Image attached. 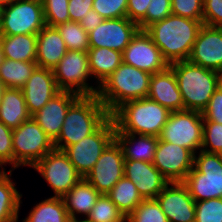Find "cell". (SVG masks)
I'll return each mask as SVG.
<instances>
[{
	"mask_svg": "<svg viewBox=\"0 0 222 222\" xmlns=\"http://www.w3.org/2000/svg\"><path fill=\"white\" fill-rule=\"evenodd\" d=\"M13 170L20 166L33 167L54 149L53 140L33 117L12 129Z\"/></svg>",
	"mask_w": 222,
	"mask_h": 222,
	"instance_id": "cell-7",
	"label": "cell"
},
{
	"mask_svg": "<svg viewBox=\"0 0 222 222\" xmlns=\"http://www.w3.org/2000/svg\"><path fill=\"white\" fill-rule=\"evenodd\" d=\"M203 20L169 15L162 21L150 25L145 31L169 63L189 58Z\"/></svg>",
	"mask_w": 222,
	"mask_h": 222,
	"instance_id": "cell-1",
	"label": "cell"
},
{
	"mask_svg": "<svg viewBox=\"0 0 222 222\" xmlns=\"http://www.w3.org/2000/svg\"><path fill=\"white\" fill-rule=\"evenodd\" d=\"M79 219L69 218V219L66 220V222H84L83 219L82 220H81V218H79Z\"/></svg>",
	"mask_w": 222,
	"mask_h": 222,
	"instance_id": "cell-50",
	"label": "cell"
},
{
	"mask_svg": "<svg viewBox=\"0 0 222 222\" xmlns=\"http://www.w3.org/2000/svg\"><path fill=\"white\" fill-rule=\"evenodd\" d=\"M107 196L126 217L143 201L137 187L125 176L115 184Z\"/></svg>",
	"mask_w": 222,
	"mask_h": 222,
	"instance_id": "cell-31",
	"label": "cell"
},
{
	"mask_svg": "<svg viewBox=\"0 0 222 222\" xmlns=\"http://www.w3.org/2000/svg\"><path fill=\"white\" fill-rule=\"evenodd\" d=\"M125 160L153 163L159 137L133 133L115 132Z\"/></svg>",
	"mask_w": 222,
	"mask_h": 222,
	"instance_id": "cell-24",
	"label": "cell"
},
{
	"mask_svg": "<svg viewBox=\"0 0 222 222\" xmlns=\"http://www.w3.org/2000/svg\"><path fill=\"white\" fill-rule=\"evenodd\" d=\"M21 89L31 116L61 91L57 86L53 70L41 67L33 71Z\"/></svg>",
	"mask_w": 222,
	"mask_h": 222,
	"instance_id": "cell-21",
	"label": "cell"
},
{
	"mask_svg": "<svg viewBox=\"0 0 222 222\" xmlns=\"http://www.w3.org/2000/svg\"><path fill=\"white\" fill-rule=\"evenodd\" d=\"M155 199L169 222H195V201L182 182L169 183Z\"/></svg>",
	"mask_w": 222,
	"mask_h": 222,
	"instance_id": "cell-18",
	"label": "cell"
},
{
	"mask_svg": "<svg viewBox=\"0 0 222 222\" xmlns=\"http://www.w3.org/2000/svg\"><path fill=\"white\" fill-rule=\"evenodd\" d=\"M103 20L104 19L96 11L91 9L88 12V15L79 23L86 30V32L89 33L98 27Z\"/></svg>",
	"mask_w": 222,
	"mask_h": 222,
	"instance_id": "cell-47",
	"label": "cell"
},
{
	"mask_svg": "<svg viewBox=\"0 0 222 222\" xmlns=\"http://www.w3.org/2000/svg\"><path fill=\"white\" fill-rule=\"evenodd\" d=\"M10 169L0 177V222H18L22 194L16 189Z\"/></svg>",
	"mask_w": 222,
	"mask_h": 222,
	"instance_id": "cell-29",
	"label": "cell"
},
{
	"mask_svg": "<svg viewBox=\"0 0 222 222\" xmlns=\"http://www.w3.org/2000/svg\"><path fill=\"white\" fill-rule=\"evenodd\" d=\"M97 95L80 96L68 109L54 148L64 150L92 134L108 117Z\"/></svg>",
	"mask_w": 222,
	"mask_h": 222,
	"instance_id": "cell-3",
	"label": "cell"
},
{
	"mask_svg": "<svg viewBox=\"0 0 222 222\" xmlns=\"http://www.w3.org/2000/svg\"><path fill=\"white\" fill-rule=\"evenodd\" d=\"M115 132L116 126L110 115L92 134L63 150L83 178L87 176L103 151L115 139Z\"/></svg>",
	"mask_w": 222,
	"mask_h": 222,
	"instance_id": "cell-8",
	"label": "cell"
},
{
	"mask_svg": "<svg viewBox=\"0 0 222 222\" xmlns=\"http://www.w3.org/2000/svg\"><path fill=\"white\" fill-rule=\"evenodd\" d=\"M203 25L222 27V0H203Z\"/></svg>",
	"mask_w": 222,
	"mask_h": 222,
	"instance_id": "cell-43",
	"label": "cell"
},
{
	"mask_svg": "<svg viewBox=\"0 0 222 222\" xmlns=\"http://www.w3.org/2000/svg\"><path fill=\"white\" fill-rule=\"evenodd\" d=\"M79 97L77 93L61 90L32 116L53 142L60 135L69 107Z\"/></svg>",
	"mask_w": 222,
	"mask_h": 222,
	"instance_id": "cell-20",
	"label": "cell"
},
{
	"mask_svg": "<svg viewBox=\"0 0 222 222\" xmlns=\"http://www.w3.org/2000/svg\"><path fill=\"white\" fill-rule=\"evenodd\" d=\"M171 0H151L146 17L138 24L139 30H146L150 25L162 21L172 14Z\"/></svg>",
	"mask_w": 222,
	"mask_h": 222,
	"instance_id": "cell-39",
	"label": "cell"
},
{
	"mask_svg": "<svg viewBox=\"0 0 222 222\" xmlns=\"http://www.w3.org/2000/svg\"><path fill=\"white\" fill-rule=\"evenodd\" d=\"M138 30V25L127 17L104 19L88 33L89 48L105 47L122 53Z\"/></svg>",
	"mask_w": 222,
	"mask_h": 222,
	"instance_id": "cell-16",
	"label": "cell"
},
{
	"mask_svg": "<svg viewBox=\"0 0 222 222\" xmlns=\"http://www.w3.org/2000/svg\"><path fill=\"white\" fill-rule=\"evenodd\" d=\"M31 117L22 89L6 88L0 103V121L8 128L15 129Z\"/></svg>",
	"mask_w": 222,
	"mask_h": 222,
	"instance_id": "cell-26",
	"label": "cell"
},
{
	"mask_svg": "<svg viewBox=\"0 0 222 222\" xmlns=\"http://www.w3.org/2000/svg\"><path fill=\"white\" fill-rule=\"evenodd\" d=\"M41 2L46 25L56 27L70 21L69 0H41Z\"/></svg>",
	"mask_w": 222,
	"mask_h": 222,
	"instance_id": "cell-36",
	"label": "cell"
},
{
	"mask_svg": "<svg viewBox=\"0 0 222 222\" xmlns=\"http://www.w3.org/2000/svg\"><path fill=\"white\" fill-rule=\"evenodd\" d=\"M57 86L62 91H71L80 96L97 95L99 86H90L92 78L89 70L87 51L68 50L53 69Z\"/></svg>",
	"mask_w": 222,
	"mask_h": 222,
	"instance_id": "cell-9",
	"label": "cell"
},
{
	"mask_svg": "<svg viewBox=\"0 0 222 222\" xmlns=\"http://www.w3.org/2000/svg\"><path fill=\"white\" fill-rule=\"evenodd\" d=\"M15 1L16 0H0V6L3 8V7L11 5Z\"/></svg>",
	"mask_w": 222,
	"mask_h": 222,
	"instance_id": "cell-48",
	"label": "cell"
},
{
	"mask_svg": "<svg viewBox=\"0 0 222 222\" xmlns=\"http://www.w3.org/2000/svg\"><path fill=\"white\" fill-rule=\"evenodd\" d=\"M87 54L91 76L98 86L122 63V53L113 49L89 48Z\"/></svg>",
	"mask_w": 222,
	"mask_h": 222,
	"instance_id": "cell-28",
	"label": "cell"
},
{
	"mask_svg": "<svg viewBox=\"0 0 222 222\" xmlns=\"http://www.w3.org/2000/svg\"><path fill=\"white\" fill-rule=\"evenodd\" d=\"M69 219L62 197H50L37 203L23 222H66Z\"/></svg>",
	"mask_w": 222,
	"mask_h": 222,
	"instance_id": "cell-30",
	"label": "cell"
},
{
	"mask_svg": "<svg viewBox=\"0 0 222 222\" xmlns=\"http://www.w3.org/2000/svg\"><path fill=\"white\" fill-rule=\"evenodd\" d=\"M169 66L174 71L184 102V110L202 112L207 107L211 96L222 84V74L188 60L177 61Z\"/></svg>",
	"mask_w": 222,
	"mask_h": 222,
	"instance_id": "cell-2",
	"label": "cell"
},
{
	"mask_svg": "<svg viewBox=\"0 0 222 222\" xmlns=\"http://www.w3.org/2000/svg\"><path fill=\"white\" fill-rule=\"evenodd\" d=\"M195 222H222V198L195 202Z\"/></svg>",
	"mask_w": 222,
	"mask_h": 222,
	"instance_id": "cell-37",
	"label": "cell"
},
{
	"mask_svg": "<svg viewBox=\"0 0 222 222\" xmlns=\"http://www.w3.org/2000/svg\"><path fill=\"white\" fill-rule=\"evenodd\" d=\"M122 62L152 74L165 70L169 63L145 30H138L122 52Z\"/></svg>",
	"mask_w": 222,
	"mask_h": 222,
	"instance_id": "cell-15",
	"label": "cell"
},
{
	"mask_svg": "<svg viewBox=\"0 0 222 222\" xmlns=\"http://www.w3.org/2000/svg\"><path fill=\"white\" fill-rule=\"evenodd\" d=\"M197 153L194 155V167L182 183L195 202L222 198V154L202 150Z\"/></svg>",
	"mask_w": 222,
	"mask_h": 222,
	"instance_id": "cell-6",
	"label": "cell"
},
{
	"mask_svg": "<svg viewBox=\"0 0 222 222\" xmlns=\"http://www.w3.org/2000/svg\"><path fill=\"white\" fill-rule=\"evenodd\" d=\"M124 154L114 139L98 158L85 179L100 193L107 194L124 176Z\"/></svg>",
	"mask_w": 222,
	"mask_h": 222,
	"instance_id": "cell-13",
	"label": "cell"
},
{
	"mask_svg": "<svg viewBox=\"0 0 222 222\" xmlns=\"http://www.w3.org/2000/svg\"><path fill=\"white\" fill-rule=\"evenodd\" d=\"M201 150L207 153L222 154V124L203 122Z\"/></svg>",
	"mask_w": 222,
	"mask_h": 222,
	"instance_id": "cell-38",
	"label": "cell"
},
{
	"mask_svg": "<svg viewBox=\"0 0 222 222\" xmlns=\"http://www.w3.org/2000/svg\"><path fill=\"white\" fill-rule=\"evenodd\" d=\"M3 166L0 164V168H2ZM6 172V169L3 167L2 169H0V177Z\"/></svg>",
	"mask_w": 222,
	"mask_h": 222,
	"instance_id": "cell-52",
	"label": "cell"
},
{
	"mask_svg": "<svg viewBox=\"0 0 222 222\" xmlns=\"http://www.w3.org/2000/svg\"><path fill=\"white\" fill-rule=\"evenodd\" d=\"M151 74L122 62L99 86L97 97L111 115L123 103L145 98Z\"/></svg>",
	"mask_w": 222,
	"mask_h": 222,
	"instance_id": "cell-4",
	"label": "cell"
},
{
	"mask_svg": "<svg viewBox=\"0 0 222 222\" xmlns=\"http://www.w3.org/2000/svg\"><path fill=\"white\" fill-rule=\"evenodd\" d=\"M6 89L5 84L2 82V80L0 79V103L2 101V97H3V93Z\"/></svg>",
	"mask_w": 222,
	"mask_h": 222,
	"instance_id": "cell-49",
	"label": "cell"
},
{
	"mask_svg": "<svg viewBox=\"0 0 222 222\" xmlns=\"http://www.w3.org/2000/svg\"><path fill=\"white\" fill-rule=\"evenodd\" d=\"M124 176L134 183L143 200L155 199L169 184L154 164L146 161L125 160Z\"/></svg>",
	"mask_w": 222,
	"mask_h": 222,
	"instance_id": "cell-19",
	"label": "cell"
},
{
	"mask_svg": "<svg viewBox=\"0 0 222 222\" xmlns=\"http://www.w3.org/2000/svg\"><path fill=\"white\" fill-rule=\"evenodd\" d=\"M37 67L36 62L14 61L4 58L0 64V79L6 88L21 89Z\"/></svg>",
	"mask_w": 222,
	"mask_h": 222,
	"instance_id": "cell-32",
	"label": "cell"
},
{
	"mask_svg": "<svg viewBox=\"0 0 222 222\" xmlns=\"http://www.w3.org/2000/svg\"><path fill=\"white\" fill-rule=\"evenodd\" d=\"M128 0H94L92 9L103 19L127 17Z\"/></svg>",
	"mask_w": 222,
	"mask_h": 222,
	"instance_id": "cell-40",
	"label": "cell"
},
{
	"mask_svg": "<svg viewBox=\"0 0 222 222\" xmlns=\"http://www.w3.org/2000/svg\"><path fill=\"white\" fill-rule=\"evenodd\" d=\"M3 60H4V54L0 45V64L3 62Z\"/></svg>",
	"mask_w": 222,
	"mask_h": 222,
	"instance_id": "cell-51",
	"label": "cell"
},
{
	"mask_svg": "<svg viewBox=\"0 0 222 222\" xmlns=\"http://www.w3.org/2000/svg\"><path fill=\"white\" fill-rule=\"evenodd\" d=\"M187 60L222 74V27L203 25Z\"/></svg>",
	"mask_w": 222,
	"mask_h": 222,
	"instance_id": "cell-17",
	"label": "cell"
},
{
	"mask_svg": "<svg viewBox=\"0 0 222 222\" xmlns=\"http://www.w3.org/2000/svg\"><path fill=\"white\" fill-rule=\"evenodd\" d=\"M204 122L222 124V84L211 96L207 107L202 111Z\"/></svg>",
	"mask_w": 222,
	"mask_h": 222,
	"instance_id": "cell-42",
	"label": "cell"
},
{
	"mask_svg": "<svg viewBox=\"0 0 222 222\" xmlns=\"http://www.w3.org/2000/svg\"><path fill=\"white\" fill-rule=\"evenodd\" d=\"M84 222H127V217L111 201L107 194H101Z\"/></svg>",
	"mask_w": 222,
	"mask_h": 222,
	"instance_id": "cell-33",
	"label": "cell"
},
{
	"mask_svg": "<svg viewBox=\"0 0 222 222\" xmlns=\"http://www.w3.org/2000/svg\"><path fill=\"white\" fill-rule=\"evenodd\" d=\"M127 222H169L156 199L143 200L127 217Z\"/></svg>",
	"mask_w": 222,
	"mask_h": 222,
	"instance_id": "cell-35",
	"label": "cell"
},
{
	"mask_svg": "<svg viewBox=\"0 0 222 222\" xmlns=\"http://www.w3.org/2000/svg\"><path fill=\"white\" fill-rule=\"evenodd\" d=\"M170 111L148 97L123 103L112 114L116 132L159 137Z\"/></svg>",
	"mask_w": 222,
	"mask_h": 222,
	"instance_id": "cell-5",
	"label": "cell"
},
{
	"mask_svg": "<svg viewBox=\"0 0 222 222\" xmlns=\"http://www.w3.org/2000/svg\"><path fill=\"white\" fill-rule=\"evenodd\" d=\"M0 45L6 59L36 62L37 34L1 35Z\"/></svg>",
	"mask_w": 222,
	"mask_h": 222,
	"instance_id": "cell-27",
	"label": "cell"
},
{
	"mask_svg": "<svg viewBox=\"0 0 222 222\" xmlns=\"http://www.w3.org/2000/svg\"><path fill=\"white\" fill-rule=\"evenodd\" d=\"M45 25L41 0H16L2 9L1 35L38 34Z\"/></svg>",
	"mask_w": 222,
	"mask_h": 222,
	"instance_id": "cell-11",
	"label": "cell"
},
{
	"mask_svg": "<svg viewBox=\"0 0 222 222\" xmlns=\"http://www.w3.org/2000/svg\"><path fill=\"white\" fill-rule=\"evenodd\" d=\"M68 51L56 27L45 25L37 34L36 64L53 70Z\"/></svg>",
	"mask_w": 222,
	"mask_h": 222,
	"instance_id": "cell-23",
	"label": "cell"
},
{
	"mask_svg": "<svg viewBox=\"0 0 222 222\" xmlns=\"http://www.w3.org/2000/svg\"><path fill=\"white\" fill-rule=\"evenodd\" d=\"M172 14L203 20V0H171Z\"/></svg>",
	"mask_w": 222,
	"mask_h": 222,
	"instance_id": "cell-41",
	"label": "cell"
},
{
	"mask_svg": "<svg viewBox=\"0 0 222 222\" xmlns=\"http://www.w3.org/2000/svg\"><path fill=\"white\" fill-rule=\"evenodd\" d=\"M2 7L0 6V24H1V17H2Z\"/></svg>",
	"mask_w": 222,
	"mask_h": 222,
	"instance_id": "cell-53",
	"label": "cell"
},
{
	"mask_svg": "<svg viewBox=\"0 0 222 222\" xmlns=\"http://www.w3.org/2000/svg\"><path fill=\"white\" fill-rule=\"evenodd\" d=\"M202 112L180 110L170 112L159 139L191 150H201L203 140Z\"/></svg>",
	"mask_w": 222,
	"mask_h": 222,
	"instance_id": "cell-10",
	"label": "cell"
},
{
	"mask_svg": "<svg viewBox=\"0 0 222 222\" xmlns=\"http://www.w3.org/2000/svg\"><path fill=\"white\" fill-rule=\"evenodd\" d=\"M151 0H128L127 18L137 25L146 17Z\"/></svg>",
	"mask_w": 222,
	"mask_h": 222,
	"instance_id": "cell-46",
	"label": "cell"
},
{
	"mask_svg": "<svg viewBox=\"0 0 222 222\" xmlns=\"http://www.w3.org/2000/svg\"><path fill=\"white\" fill-rule=\"evenodd\" d=\"M100 195L85 178H82L62 197L69 218L77 219V214L86 218Z\"/></svg>",
	"mask_w": 222,
	"mask_h": 222,
	"instance_id": "cell-25",
	"label": "cell"
},
{
	"mask_svg": "<svg viewBox=\"0 0 222 222\" xmlns=\"http://www.w3.org/2000/svg\"><path fill=\"white\" fill-rule=\"evenodd\" d=\"M46 180L54 192L53 197H63L83 177L78 173L67 155L53 149L33 167Z\"/></svg>",
	"mask_w": 222,
	"mask_h": 222,
	"instance_id": "cell-12",
	"label": "cell"
},
{
	"mask_svg": "<svg viewBox=\"0 0 222 222\" xmlns=\"http://www.w3.org/2000/svg\"><path fill=\"white\" fill-rule=\"evenodd\" d=\"M147 97L167 108L170 112L184 110L182 95L174 71L170 66L151 75Z\"/></svg>",
	"mask_w": 222,
	"mask_h": 222,
	"instance_id": "cell-22",
	"label": "cell"
},
{
	"mask_svg": "<svg viewBox=\"0 0 222 222\" xmlns=\"http://www.w3.org/2000/svg\"><path fill=\"white\" fill-rule=\"evenodd\" d=\"M94 0H69V16L70 21L80 22L92 9Z\"/></svg>",
	"mask_w": 222,
	"mask_h": 222,
	"instance_id": "cell-45",
	"label": "cell"
},
{
	"mask_svg": "<svg viewBox=\"0 0 222 222\" xmlns=\"http://www.w3.org/2000/svg\"><path fill=\"white\" fill-rule=\"evenodd\" d=\"M0 164L12 165L13 170V145L12 129L0 121Z\"/></svg>",
	"mask_w": 222,
	"mask_h": 222,
	"instance_id": "cell-44",
	"label": "cell"
},
{
	"mask_svg": "<svg viewBox=\"0 0 222 222\" xmlns=\"http://www.w3.org/2000/svg\"><path fill=\"white\" fill-rule=\"evenodd\" d=\"M68 50L88 51L89 38L79 22L69 21L56 26Z\"/></svg>",
	"mask_w": 222,
	"mask_h": 222,
	"instance_id": "cell-34",
	"label": "cell"
},
{
	"mask_svg": "<svg viewBox=\"0 0 222 222\" xmlns=\"http://www.w3.org/2000/svg\"><path fill=\"white\" fill-rule=\"evenodd\" d=\"M194 153L184 147L158 139L153 164L171 182H183L194 167Z\"/></svg>",
	"mask_w": 222,
	"mask_h": 222,
	"instance_id": "cell-14",
	"label": "cell"
}]
</instances>
